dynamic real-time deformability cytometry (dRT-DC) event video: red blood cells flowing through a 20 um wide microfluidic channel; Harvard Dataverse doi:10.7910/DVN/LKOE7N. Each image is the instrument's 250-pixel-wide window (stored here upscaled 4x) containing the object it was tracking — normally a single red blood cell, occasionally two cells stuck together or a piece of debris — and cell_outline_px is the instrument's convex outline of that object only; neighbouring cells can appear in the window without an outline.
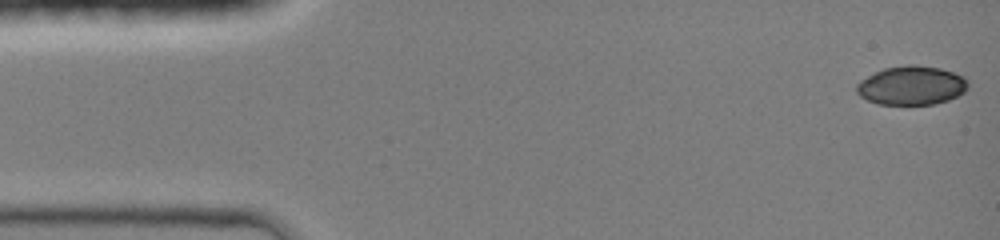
{"species": "common noctule bat (a hibernating species)", "species_latin": "Nyctalus noctula", "temperature_condition": "room temperature", "stored_images_in_passage": 44, "camera_frame_rate_fps": 3000, "um_per_image_px": 0.085, "animal": {"sex": "female", "body_mass_g": 19.0, "forearm_length_mm": 51.5}, "frame": {"image": 1, "passage_image": 1, "time_ms": 0.0, "image_size_px": [1000, 240], "cell_outline_px": [[968, 88], [964, 92], [948, 100], [936, 104], [876, 104], [860, 96], [856, 92], [856, 84], [860, 80], [884, 68], [908, 64], [916, 64], [940, 68], [964, 76], [968, 80]], "centroid_in_image_um": [77.48, 7.26], "position_along_channel_um": 7.5, "area_um2": 25.37}}
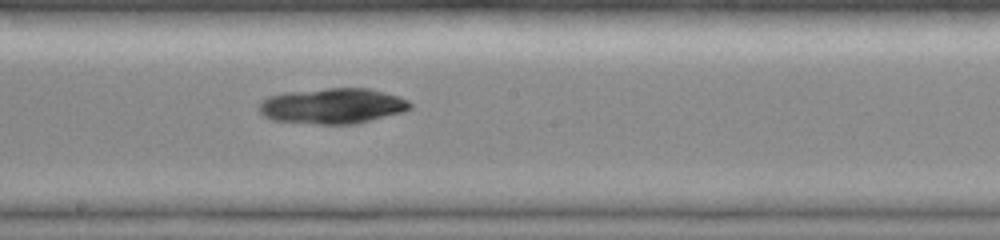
{"frame": {"image": 2, "passage_image": 24, "time_ms": 7.667, "image_size_px": [1000, 240], "cell_outline_px": [[412, 108], [404, 112], [356, 124], [316, 124], [272, 120], [264, 116], [256, 108], [260, 100], [268, 96], [284, 92], [324, 88], [368, 88], [384, 92], [408, 100], [412, 104]], "centroid_in_image_um": [28.23, 9.0], "position_along_channel_um": 220.0, "area_um2": 31.67}}
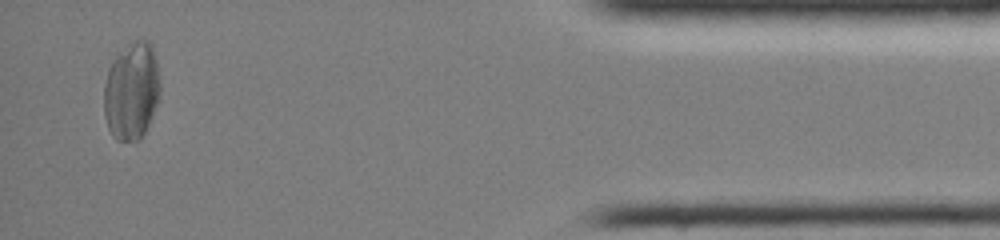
{"frame": {"image": 3, "passage_image": 42, "time_ms": 13.667, "image_size_px": [1000, 240], "cell_outline_px": [[160, 96], [148, 124], [140, 140], [116, 140], [112, 136], [108, 128], [104, 116], [104, 84], [108, 68], [112, 60], [132, 40], [148, 40], [152, 44], [156, 60], [160, 80]], "centroid_in_image_um": [11.18, 7.72], "position_along_channel_um": 424.0, "area_um2": 32.14}}